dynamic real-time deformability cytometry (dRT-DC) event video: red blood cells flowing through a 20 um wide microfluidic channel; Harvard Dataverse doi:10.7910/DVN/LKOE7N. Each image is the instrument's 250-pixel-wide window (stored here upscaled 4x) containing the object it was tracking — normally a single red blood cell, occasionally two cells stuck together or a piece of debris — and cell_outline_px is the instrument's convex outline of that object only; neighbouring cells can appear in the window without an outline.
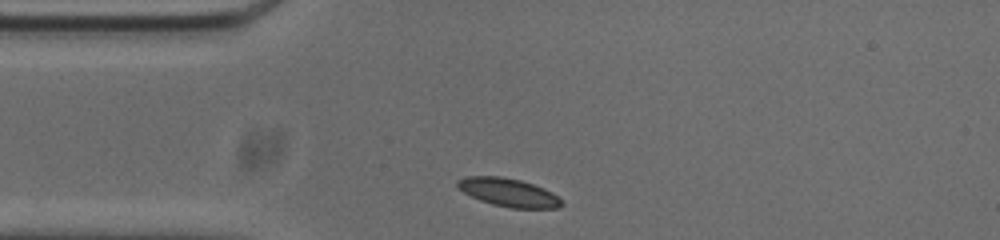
{"species": "common noctule bat (a hibernating species)", "species_latin": "Nyctalus noctula", "temperature_condition": "cold", "stored_images_in_passage": 31, "camera_frame_rate_fps": 3000, "um_per_image_px": 0.085, "animal": {"sex": "male", "body_mass_g": 20.0, "forearm_length_mm": 53.3}, "frame": {"image": 1, "passage_image": 1, "time_ms": 0.0, "image_size_px": [1000, 240], "cell_outline_px": [[564, 204], [560, 208], [508, 208], [492, 204], [480, 200], [464, 192], [456, 184], [456, 180], [464, 176], [500, 176], [520, 180], [544, 188], [552, 192]], "centroid_in_image_um": [43.22, 16.36], "position_along_channel_um": 41.8, "area_um2": 17.11}}
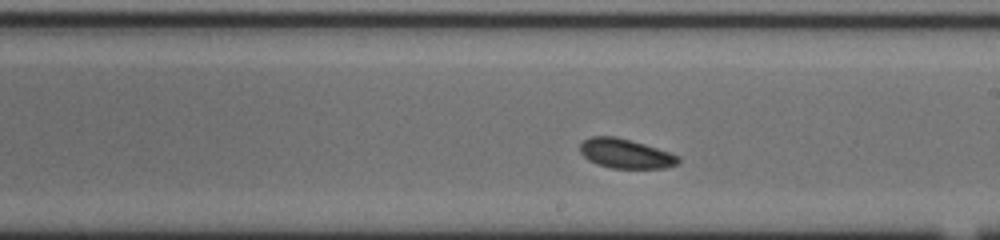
{"frame": {"image": 2, "passage_image": 18, "time_ms": 5.667, "image_size_px": [1000, 240], "cell_outline_px": [[680, 160], [676, 164], [664, 168], [612, 168], [596, 164], [588, 160], [580, 152], [580, 144], [584, 140], [592, 136], [616, 136], [644, 144], [680, 156]], "centroid_in_image_um": [53.15, 13.05], "position_along_channel_um": 235.9, "area_um2": 16.76}}
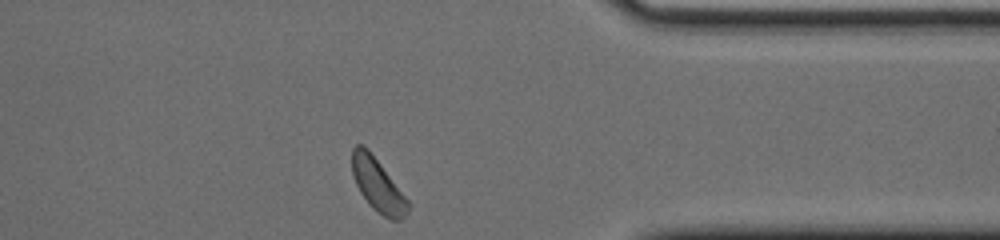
{"frame": {"image": 3, "passage_image": 31, "time_ms": 10.0, "image_size_px": [1000, 240], "cell_outline_px": [[412, 204], [408, 212], [400, 220], [392, 220], [384, 216], [372, 208], [368, 204], [360, 192], [352, 176], [352, 148], [356, 144], [364, 144], [368, 148]], "centroid_in_image_um": [32.11, 15.72], "position_along_channel_um": 379.3, "area_um2": 17.51}, "authors_computed_cell_mechanics": {"area_um2": 17.051, "velocity_mm_per_s": 3.6819, "shape_relaxation_time_tau1_ms": 3.8866, "shape_relaxation_time_tau2_ms": 5.2379, "deformation_change_tau1": 0.0389, "deformation_change_tau2": 0.0871}}